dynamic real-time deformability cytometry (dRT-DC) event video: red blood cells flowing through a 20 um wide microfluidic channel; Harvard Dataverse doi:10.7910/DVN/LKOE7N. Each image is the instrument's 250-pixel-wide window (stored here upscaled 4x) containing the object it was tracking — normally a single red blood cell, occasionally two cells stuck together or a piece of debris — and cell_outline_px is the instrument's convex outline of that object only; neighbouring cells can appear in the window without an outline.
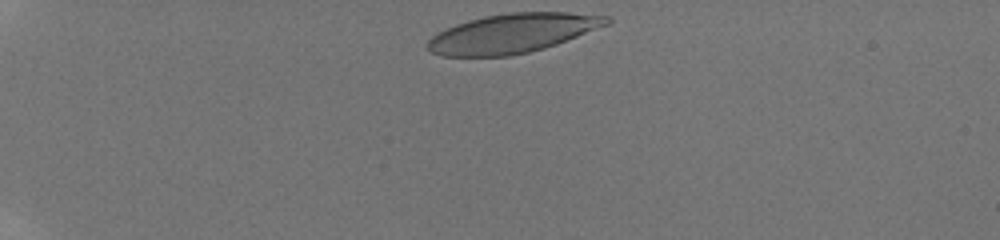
{"species": "human", "species_latin": "Homo sapiens", "temperature_condition": "room temperature", "stored_images_in_passage": 2, "camera_frame_rate_fps": 3000, "um_per_image_px": 0.085, "donor": {"sex": "male"}, "frame": {"image": 1, "passage_image": 1, "time_ms": 0.0, "image_size_px": [1000, 240], "cell_outline_px": [[612, 20], [608, 24], [556, 44], [544, 48], [528, 52], [508, 56], [440, 56], [432, 52], [428, 48], [428, 40], [436, 32], [456, 24], [468, 20], [484, 16], [512, 12], [564, 12], [612, 16]], "centroid_in_image_um": [43.55, 2.82], "position_along_channel_um": 41.4, "area_um2": 40.75}}